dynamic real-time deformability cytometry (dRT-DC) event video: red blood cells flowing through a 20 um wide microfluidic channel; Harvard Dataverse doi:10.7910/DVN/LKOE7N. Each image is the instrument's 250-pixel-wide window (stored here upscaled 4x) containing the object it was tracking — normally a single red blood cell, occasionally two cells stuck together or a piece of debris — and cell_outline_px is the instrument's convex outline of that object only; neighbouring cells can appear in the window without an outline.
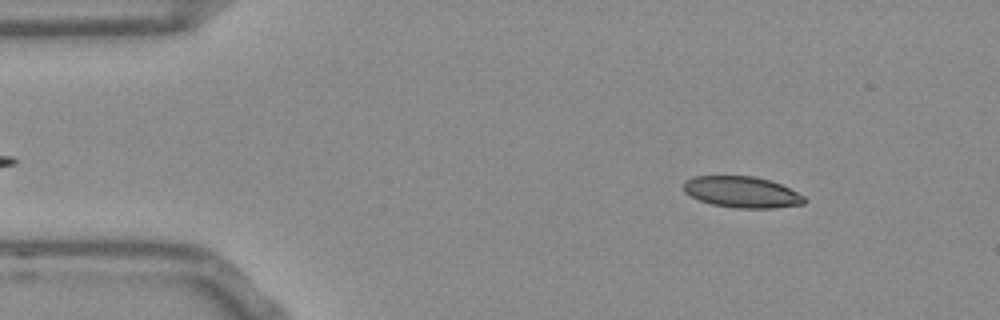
{"species": "Egyptian fruit bat (a non-hibernating species)", "species_latin": "Rousettus aegyptiacus", "temperature_condition": "room temperature", "stored_images_in_passage": 52, "camera_frame_rate_fps": 3000, "um_per_image_px": 0.085, "frame": {"image": 1, "passage_image": 6, "time_ms": 1.667, "image_size_px": [1000, 320], "cell_outline_px": [[808, 200], [804, 204], [772, 208], [736, 208], [712, 204], [700, 200], [684, 192], [684, 180], [696, 176], [752, 176], [768, 180], [780, 184], [804, 196]], "centroid_in_image_um": [63.06, 16.33], "position_along_channel_um": 21.9, "area_um2": 21.79}}
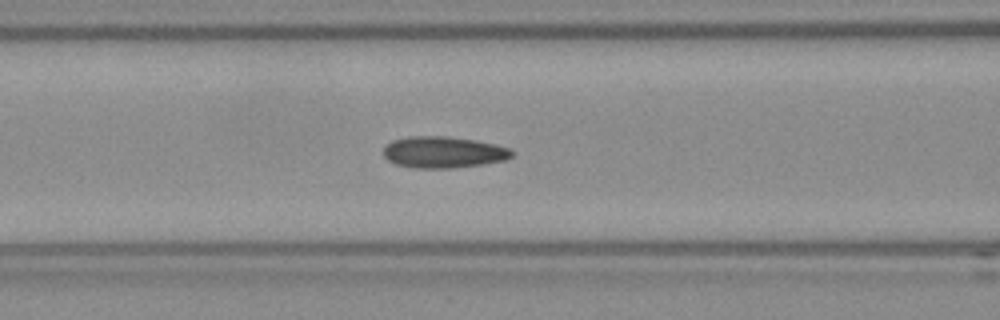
{"frame": {"image": 2, "passage_image": 20, "time_ms": 6.333, "image_size_px": [1000, 320], "cell_outline_px": [[516, 152], [512, 156], [504, 160], [480, 164], [452, 168], [416, 168], [396, 164], [388, 160], [384, 156], [384, 144], [392, 140], [408, 136], [448, 136], [476, 140], [496, 144], [512, 148]], "centroid_in_image_um": [37.7, 12.92], "position_along_channel_um": 128.9, "area_um2": 23.76}}
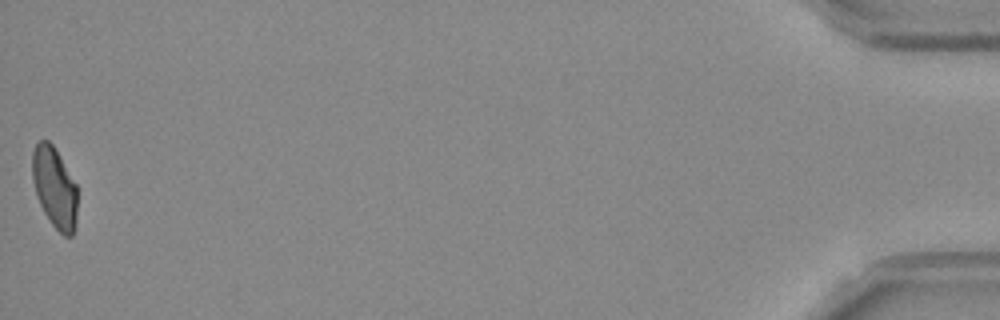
{"frame": {"image": 3, "passage_image": 52, "time_ms": 17.0, "image_size_px": [1000, 320], "cell_outline_px": [[76, 228], [72, 236], [64, 236], [52, 224], [44, 212], [36, 196], [32, 180], [32, 152], [36, 144], [40, 140], [48, 140], [52, 144], [76, 184]], "centroid_in_image_um": [4.62, 15.96], "position_along_channel_um": 430.6, "area_um2": 21.1}, "authors_computed_cell_mechanics": {"area_um2": 22.542, "velocity_mm_per_s": 3.7998, "shape_relaxation_time_tau1_ms": null, "shape_relaxation_time_tau2_ms": 3.3863, "deformation_change_tau1": null, "deformation_change_tau2": 0.092}}